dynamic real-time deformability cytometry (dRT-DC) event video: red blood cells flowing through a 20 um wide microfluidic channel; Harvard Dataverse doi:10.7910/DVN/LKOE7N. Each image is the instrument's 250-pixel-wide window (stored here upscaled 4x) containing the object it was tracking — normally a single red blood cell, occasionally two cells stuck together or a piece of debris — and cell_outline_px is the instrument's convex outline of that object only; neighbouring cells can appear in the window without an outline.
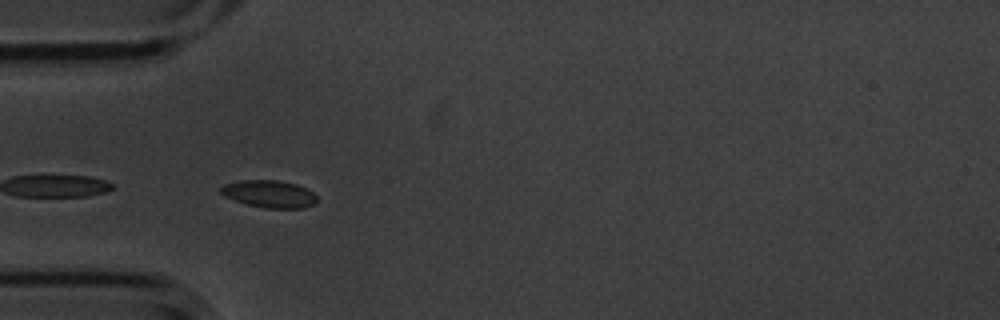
{"species": "common noctule bat (a hibernating species)", "species_latin": "Nyctalus noctula", "temperature_condition": "cold", "stored_images_in_passage": 27, "segment_of_instrument_passage": [2, 2], "camera_frame_rate_fps": 3000, "um_per_image_px": 0.085, "animal": {"sex": "male", "body_mass_g": 20.1, "forearm_length_mm": 53.5}, "frame": {"image": 1, "passage_image": 17, "time_ms": 5.333, "image_size_px": [1000, 320], "cell_outline_px": [[316, 200], [312, 204], [304, 208], [264, 208], [248, 204], [224, 196], [220, 192], [220, 188], [224, 184], [240, 180], [276, 180], [296, 184], [312, 192], [316, 196]], "centroid_in_image_um": [22.86, 16.48], "position_along_channel_um": 62.1, "area_um2": 15.09}}
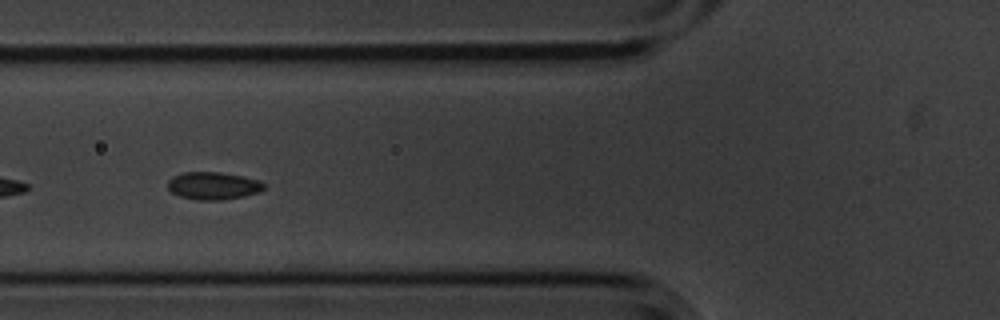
{"frame": {"image": 2, "passage_image": 21, "time_ms": 6.667, "image_size_px": [1000, 320], "cell_outline_px": [[264, 188], [260, 192], [244, 196], [220, 200], [196, 200], [180, 196], [172, 192], [168, 188], [168, 180], [172, 176], [184, 172], [220, 172], [244, 176], [260, 180], [264, 184]], "centroid_in_image_um": [18.13, 15.78], "position_along_channel_um": 107.7, "area_um2": 15.55}}
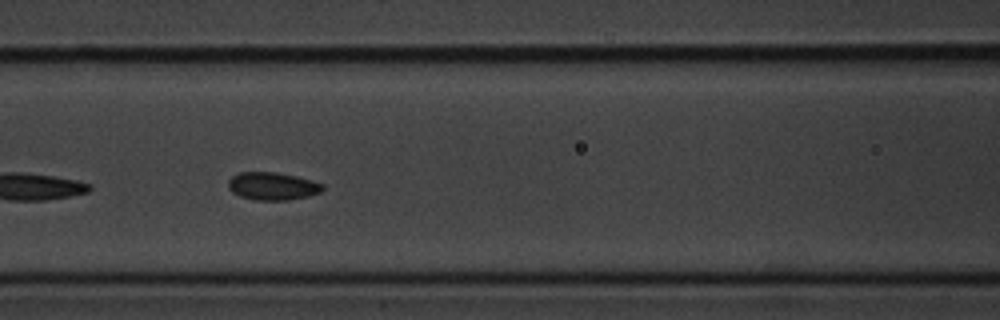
{"frame": {"image": 3, "passage_image": 24, "time_ms": 7.667, "image_size_px": [1000, 320], "cell_outline_px": [[324, 188], [320, 192], [308, 196], [288, 200], [256, 200], [240, 196], [232, 192], [228, 188], [228, 180], [232, 176], [240, 172], [276, 172], [296, 176], [312, 180], [324, 184]], "centroid_in_image_um": [23.16, 15.82], "position_along_channel_um": 143.4, "area_um2": 15.32}}